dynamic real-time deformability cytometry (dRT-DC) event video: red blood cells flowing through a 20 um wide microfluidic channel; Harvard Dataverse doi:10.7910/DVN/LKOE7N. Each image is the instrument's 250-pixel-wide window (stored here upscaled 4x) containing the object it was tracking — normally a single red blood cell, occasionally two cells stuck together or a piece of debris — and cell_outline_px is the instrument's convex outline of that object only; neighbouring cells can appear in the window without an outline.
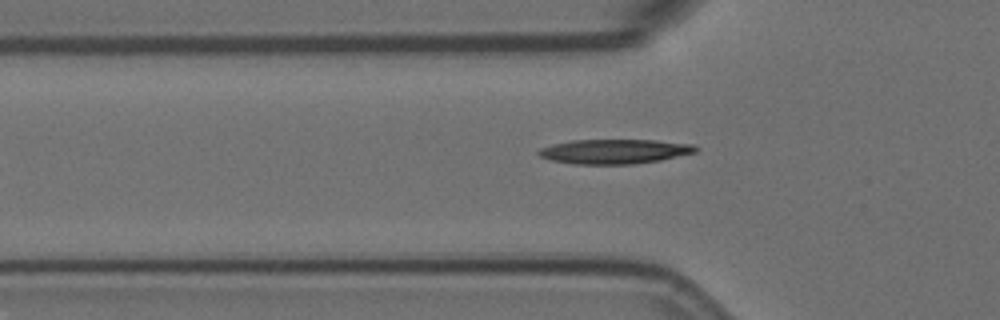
{"species": "Egyptian fruit bat (a non-hibernating species)", "species_latin": "Rousettus aegyptiacus", "temperature_condition": "room temperature", "stored_images_in_passage": 4, "camera_frame_rate_fps": 3000, "um_per_image_px": 0.085, "animal": {"sex": "female"}, "frame": {"image": 1, "passage_image": 4, "time_ms": 1.0, "image_size_px": [1000, 320], "cell_outline_px": [[700, 148], [696, 152], [660, 160], [632, 164], [572, 164], [552, 160], [540, 156], [536, 152], [540, 148], [552, 144], [572, 140], [656, 140], [692, 144]], "centroid_in_image_um": [52.23, 12.87], "position_along_channel_um": 73.6, "area_um2": 22.48}}